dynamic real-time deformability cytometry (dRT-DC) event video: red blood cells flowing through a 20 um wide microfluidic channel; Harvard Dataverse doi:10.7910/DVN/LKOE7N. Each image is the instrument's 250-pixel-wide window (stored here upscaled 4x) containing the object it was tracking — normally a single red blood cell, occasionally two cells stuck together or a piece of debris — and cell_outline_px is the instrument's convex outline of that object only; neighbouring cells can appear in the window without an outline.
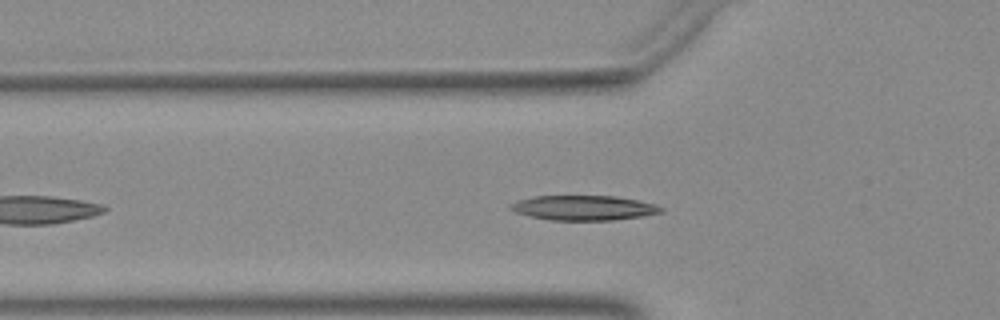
{"species": "Egyptian fruit bat (a non-hibernating species)", "species_latin": "Rousettus aegyptiacus", "temperature_condition": "warm", "stored_images_in_passage": 37, "camera_frame_rate_fps": 3000, "um_per_image_px": 0.085, "animal": {"sex": "female"}, "frame": {"image": 1, "passage_image": 7, "time_ms": 2.0, "image_size_px": [1000, 320], "cell_outline_px": [[664, 212], [640, 216], [612, 220], [552, 220], [532, 216], [516, 212], [508, 208], [508, 204], [516, 200], [532, 196], [616, 196], [656, 204], [664, 208]], "centroid_in_image_um": [49.59, 17.65], "position_along_channel_um": 76.2, "area_um2": 21.73}}
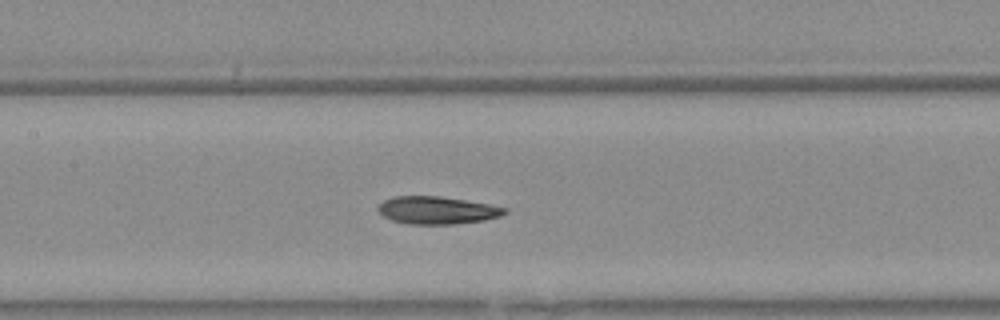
{"frame": {"image": 2, "passage_image": 14, "time_ms": 4.333, "image_size_px": [1000, 320], "cell_outline_px": [[508, 212], [500, 216], [484, 220], [456, 224], [408, 224], [392, 220], [384, 216], [376, 208], [384, 200], [392, 196], [440, 196], [488, 204], [508, 208]], "centroid_in_image_um": [37.15, 17.87], "position_along_channel_um": 170.2, "area_um2": 20.35}}
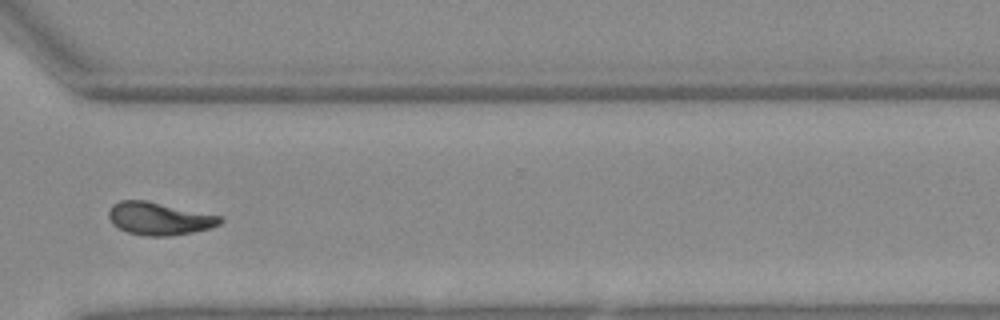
{"frame": {"image": 3, "passage_image": 28, "time_ms": 9.0, "image_size_px": [1000, 320], "cell_outline_px": [[224, 220], [220, 224], [212, 228], [192, 232], [168, 236], [144, 236], [128, 232], [112, 224], [108, 216], [108, 212], [112, 204], [120, 200], [144, 200], [220, 216]], "centroid_in_image_um": [13.51, 18.59], "position_along_channel_um": 357.1, "area_um2": 21.1}}